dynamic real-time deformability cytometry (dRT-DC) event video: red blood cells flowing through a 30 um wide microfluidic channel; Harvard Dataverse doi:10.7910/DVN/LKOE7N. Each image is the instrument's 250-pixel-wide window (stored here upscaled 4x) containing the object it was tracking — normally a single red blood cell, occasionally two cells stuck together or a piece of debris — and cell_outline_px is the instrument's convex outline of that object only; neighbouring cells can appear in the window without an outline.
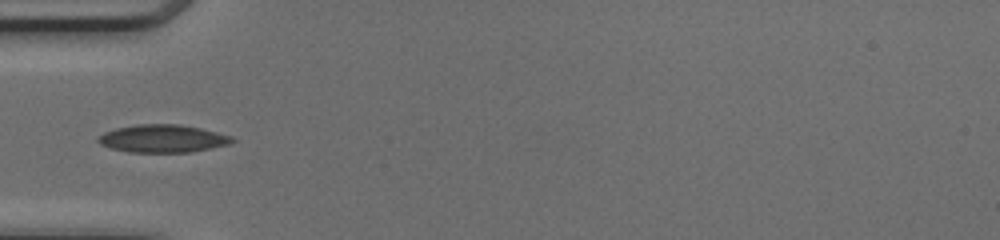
{"species": "common noctule bat (a hibernating species)", "species_latin": "Nyctalus noctula", "temperature_condition": "cold", "stored_images_in_passage": 33, "camera_frame_rate_fps": 3000, "um_per_image_px": 0.085, "animal": {"sex": "female", "body_mass_g": 17.0, "forearm_length_mm": 48.0}, "frame": {"image": 1, "passage_image": 1, "time_ms": 0.0, "image_size_px": [1000, 240], "cell_outline_px": [[236, 140], [228, 144], [192, 152], [128, 152], [112, 148], [100, 144], [96, 140], [96, 136], [104, 132], [116, 128], [136, 124], [180, 124], [200, 128], [232, 136]], "centroid_in_image_um": [13.8, 11.77], "position_along_channel_um": 71.2, "area_um2": 21.73}}
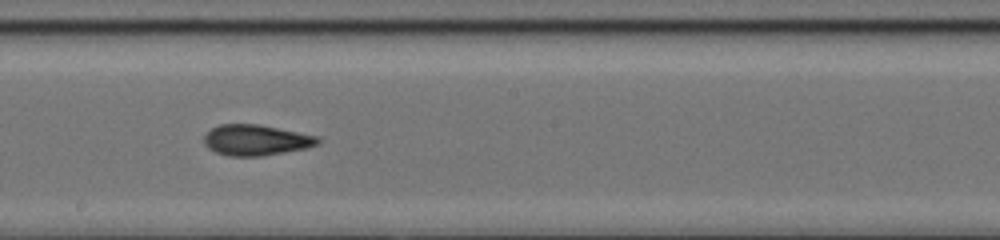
{"frame": {"image": 2, "passage_image": 12, "time_ms": 3.667, "image_size_px": [1000, 240], "cell_outline_px": [[324, 140], [320, 144], [308, 148], [260, 156], [228, 156], [216, 152], [208, 148], [204, 144], [204, 136], [212, 128], [220, 124], [260, 124], [320, 136]], "centroid_in_image_um": [21.83, 11.9], "position_along_channel_um": 226.4, "area_um2": 20.69}}
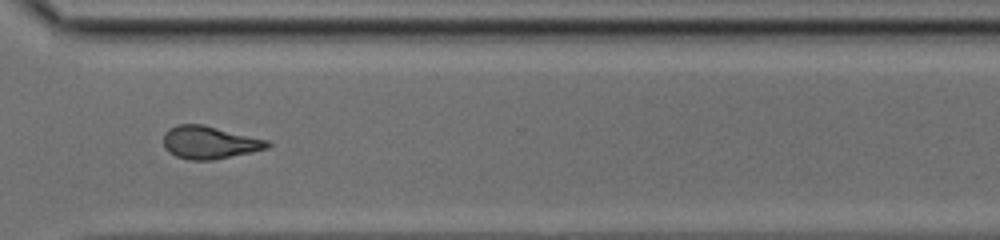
{"frame": {"image": 3, "passage_image": 21, "time_ms": 6.667, "image_size_px": [1000, 240], "cell_outline_px": [[272, 144], [268, 148], [252, 152], [212, 160], [188, 160], [176, 156], [168, 152], [164, 148], [164, 132], [168, 128], [176, 124], [204, 124], [268, 140]], "centroid_in_image_um": [17.79, 12.1], "position_along_channel_um": 352.8, "area_um2": 20.06}, "authors_computed_cell_mechanics": {"area_um2": 20.2878, "velocity_mm_per_s": 4.2131, "shape_relaxation_time_tau1_ms": null, "shape_relaxation_time_tau2_ms": 2.6921, "deformation_change_tau1": null, "deformation_change_tau2": 0.0913}}